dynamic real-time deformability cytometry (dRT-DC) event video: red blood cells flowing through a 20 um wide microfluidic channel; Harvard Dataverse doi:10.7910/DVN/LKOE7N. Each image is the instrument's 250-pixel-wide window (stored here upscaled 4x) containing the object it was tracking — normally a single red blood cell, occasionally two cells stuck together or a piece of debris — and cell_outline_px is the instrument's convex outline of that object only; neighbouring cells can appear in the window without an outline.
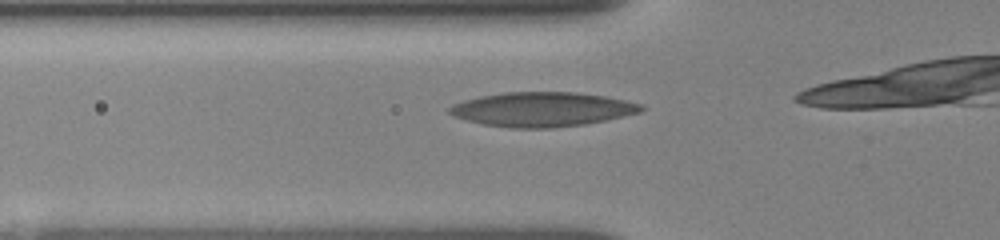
{"species": "human", "species_latin": "Homo sapiens", "temperature_condition": "room temperature", "stored_images_in_passage": 6, "camera_frame_rate_fps": 3000, "um_per_image_px": 0.085, "donor": {"sex": "female"}, "frame": {"image": 1, "passage_image": 2, "time_ms": 0.333, "image_size_px": [1000, 240], "cell_outline_px": [[644, 108], [640, 112], [624, 116], [584, 124], [552, 128], [512, 128], [484, 124], [464, 120], [452, 116], [448, 112], [448, 108], [452, 104], [464, 100], [480, 96], [504, 92], [576, 92], [604, 96], [644, 104]], "centroid_in_image_um": [46.05, 9.29], "position_along_channel_um": 79.8, "area_um2": 38.49}}
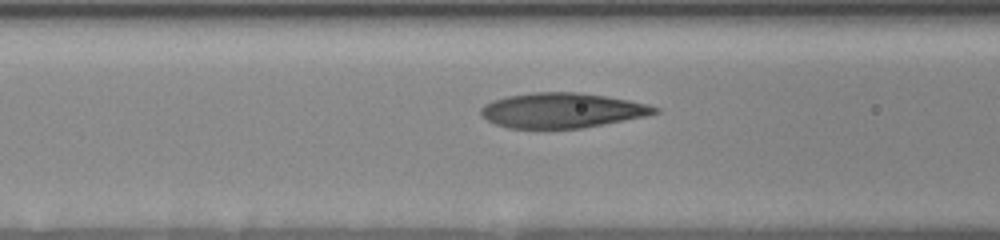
{"frame": {"image": 2, "passage_image": 5, "time_ms": 1.333, "image_size_px": [1000, 240], "cell_outline_px": [[660, 112], [644, 116], [624, 120], [580, 128], [508, 128], [496, 124], [480, 116], [480, 108], [484, 104], [492, 100], [508, 96], [532, 92], [576, 92], [604, 96], [628, 100], [648, 104], [660, 108]], "centroid_in_image_um": [47.73, 9.38], "position_along_channel_um": 118.9, "area_um2": 35.26}}